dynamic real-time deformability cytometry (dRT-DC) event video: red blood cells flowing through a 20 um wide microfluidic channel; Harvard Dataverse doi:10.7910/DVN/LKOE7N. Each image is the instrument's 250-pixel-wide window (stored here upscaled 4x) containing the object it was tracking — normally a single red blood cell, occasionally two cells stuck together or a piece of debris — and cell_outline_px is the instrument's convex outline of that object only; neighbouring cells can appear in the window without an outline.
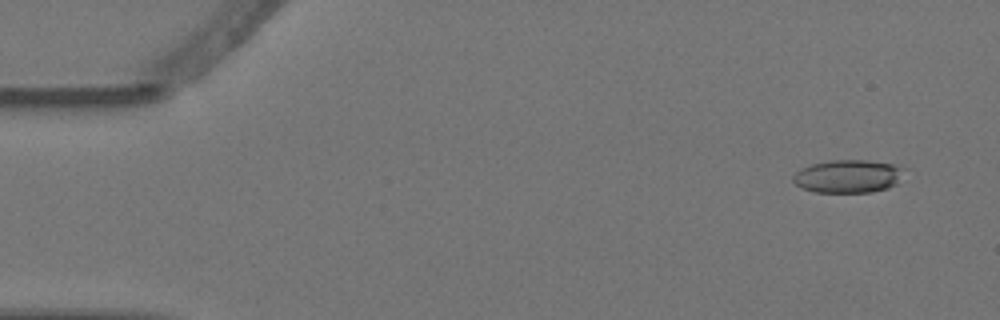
{"species": "Egyptian fruit bat (a non-hibernating species)", "species_latin": "Rousettus aegyptiacus", "temperature_condition": "warm", "stored_images_in_passage": 5, "camera_frame_rate_fps": 3000, "um_per_image_px": 0.085, "animal": {"sex": "female"}, "frame": {"image": 1, "passage_image": 1, "time_ms": 0.0, "image_size_px": [1000, 320], "cell_outline_px": [[908, 168], [896, 184], [888, 188], [872, 192], [812, 192], [800, 188], [792, 180], [792, 176], [796, 172], [812, 164], [832, 160], [868, 160], [892, 164]], "centroid_in_image_um": [72.12, 14.99], "position_along_channel_um": 12.9, "area_um2": 21.56}}